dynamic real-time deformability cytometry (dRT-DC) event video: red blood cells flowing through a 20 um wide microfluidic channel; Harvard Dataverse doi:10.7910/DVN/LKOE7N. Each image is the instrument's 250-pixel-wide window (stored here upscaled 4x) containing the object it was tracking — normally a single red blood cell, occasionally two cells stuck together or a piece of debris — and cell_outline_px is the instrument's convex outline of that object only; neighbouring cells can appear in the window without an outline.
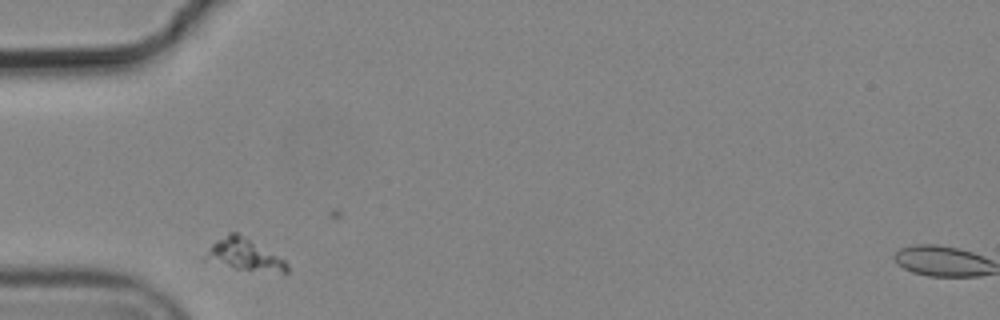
{"species": "common noctule bat (a hibernating species)", "species_latin": "Nyctalus noctula", "temperature_condition": "cold", "stored_images_in_passage": 3, "camera_frame_rate_fps": 3000, "um_per_image_px": 0.085, "animal": {"sex": "male", "body_mass_g": 19.2, "forearm_length_mm": 51.8}, "frame": {"image": 1, "passage_image": 1, "time_ms": 0.0, "image_size_px": [1000, 320], "cell_outline_px": [[288, 272], [280, 272], [236, 268], [212, 256], [212, 244], [216, 240], [228, 232], [236, 232], [284, 260], [288, 264]], "centroid_in_image_um": [20.94, 21.61], "position_along_channel_um": 64.1, "area_um2": 13.24}}
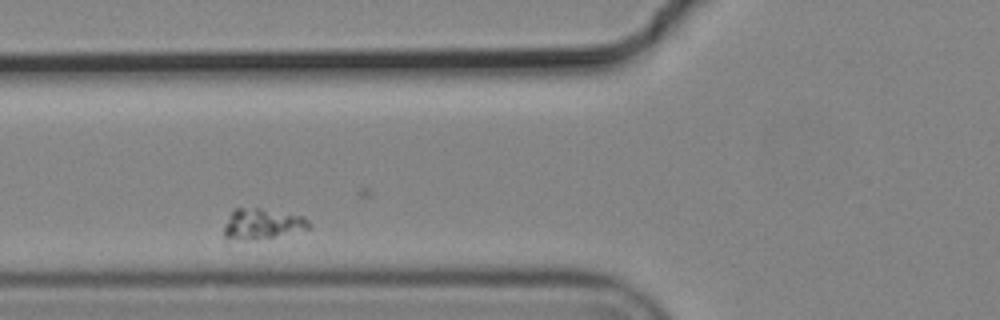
{"frame": {"image": 2, "passage_image": 2, "time_ms": 0.333, "image_size_px": [1000, 320], "cell_outline_px": [[312, 224], [308, 228], [272, 236], [252, 240], [224, 236], [224, 224], [232, 212], [236, 208], [260, 208], [304, 216]], "centroid_in_image_um": [22.29, 19.0], "position_along_channel_um": 103.5, "area_um2": 14.57}}
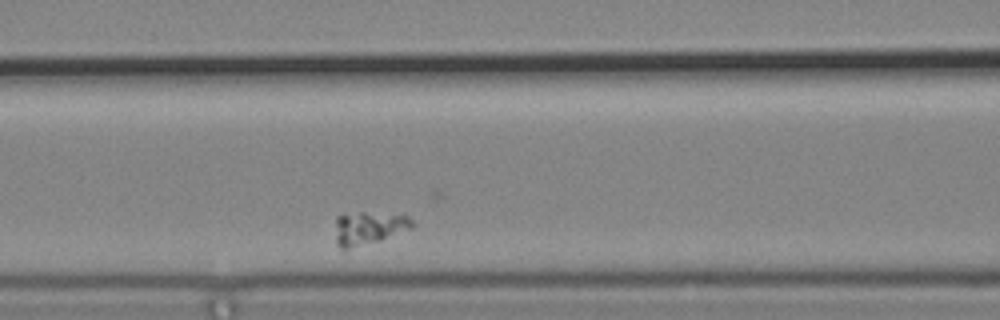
{"frame": {"image": 3, "passage_image": 3, "time_ms": 0.667, "image_size_px": [1000, 320], "cell_outline_px": [[416, 224], [412, 228], [380, 240], [348, 248], [340, 248], [336, 244], [336, 216], [360, 212], [364, 212], [408, 216]], "centroid_in_image_um": [31.35, 19.37], "position_along_channel_um": 135.3, "area_um2": 14.51}}